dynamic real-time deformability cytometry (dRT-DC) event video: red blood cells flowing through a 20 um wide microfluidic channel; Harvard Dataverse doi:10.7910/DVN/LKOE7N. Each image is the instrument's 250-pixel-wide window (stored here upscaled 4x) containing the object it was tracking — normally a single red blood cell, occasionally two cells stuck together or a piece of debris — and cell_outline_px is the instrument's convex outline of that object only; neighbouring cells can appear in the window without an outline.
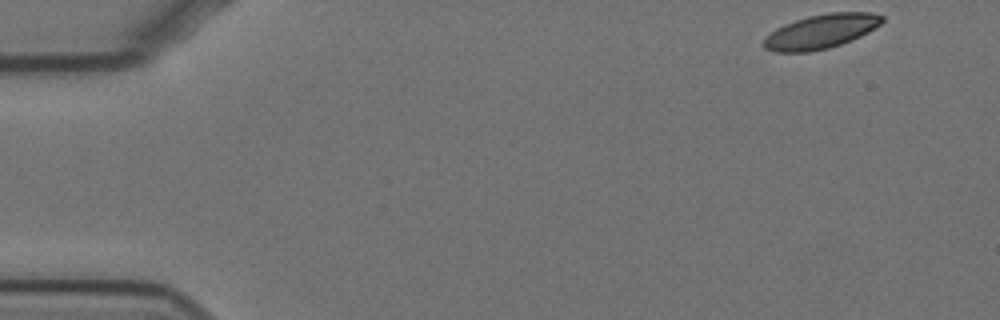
{"species": "Egyptian fruit bat (a non-hibernating species)", "species_latin": "Rousettus aegyptiacus", "temperature_condition": "cold", "stored_images_in_passage": 8, "camera_frame_rate_fps": 3000, "um_per_image_px": 0.085, "animal": {"sex": "female"}, "frame": {"image": 1, "passage_image": 1, "time_ms": 0.0, "image_size_px": [1000, 320], "cell_outline_px": [[884, 20], [880, 24], [868, 32], [852, 40], [828, 48], [808, 52], [772, 52], [764, 48], [764, 36], [776, 28], [784, 24], [808, 16], [828, 12], [872, 12], [884, 16]], "centroid_in_image_um": [69.77, 2.67], "position_along_channel_um": 15.2, "area_um2": 23.7}}